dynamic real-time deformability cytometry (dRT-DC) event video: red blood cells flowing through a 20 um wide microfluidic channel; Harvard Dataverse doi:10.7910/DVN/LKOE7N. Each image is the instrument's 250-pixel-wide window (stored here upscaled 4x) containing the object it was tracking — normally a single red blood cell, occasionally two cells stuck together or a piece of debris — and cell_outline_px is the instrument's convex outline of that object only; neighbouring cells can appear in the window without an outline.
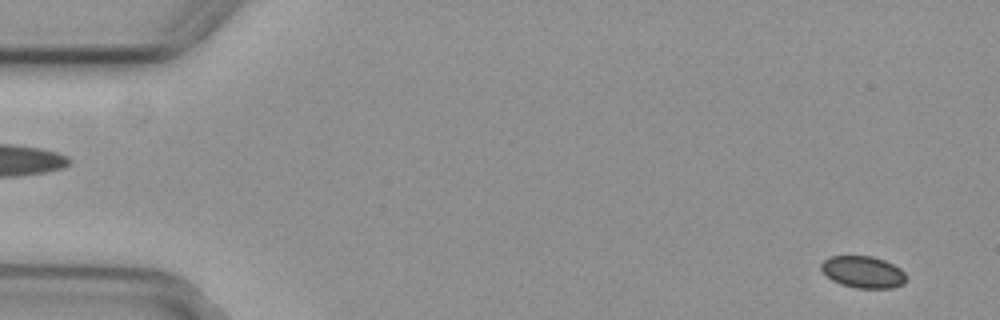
{"species": "common noctule bat (a hibernating species)", "species_latin": "Nyctalus noctula", "temperature_condition": "cold", "stored_images_in_passage": 56, "camera_frame_rate_fps": 3000, "um_per_image_px": 0.085, "animal": {"sex": "female", "body_mass_g": 29.2, "forearm_length_mm": 56.3}, "frame": {"image": 1, "passage_image": 3, "time_ms": 0.667, "image_size_px": [1000, 320], "cell_outline_px": [[904, 284], [892, 288], [856, 288], [840, 284], [832, 280], [820, 268], [820, 264], [828, 256], [872, 256], [884, 260], [900, 268], [904, 272]], "centroid_in_image_um": [73.33, 23.12], "position_along_channel_um": 11.7, "area_um2": 15.72}}
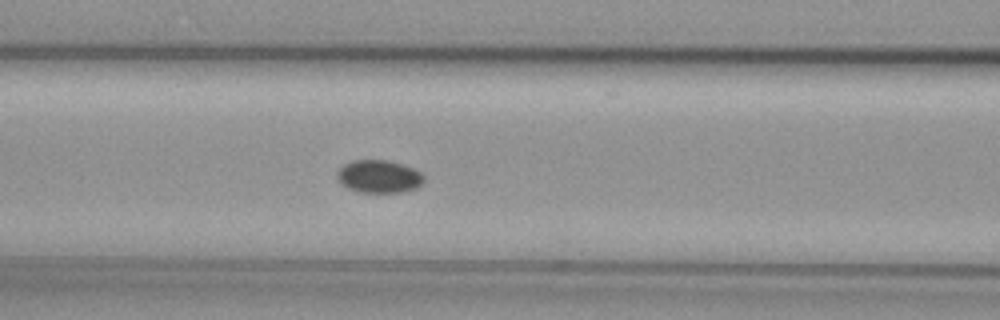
{"frame": {"image": 2, "passage_image": 23, "time_ms": 7.333, "image_size_px": [1000, 320], "cell_outline_px": [[424, 180], [416, 188], [400, 192], [360, 192], [348, 188], [340, 184], [336, 180], [336, 172], [344, 164], [352, 160], [388, 160], [404, 164], [420, 172], [424, 176]], "centroid_in_image_um": [32.17, 14.99], "position_along_channel_um": 134.4, "area_um2": 16.7}}
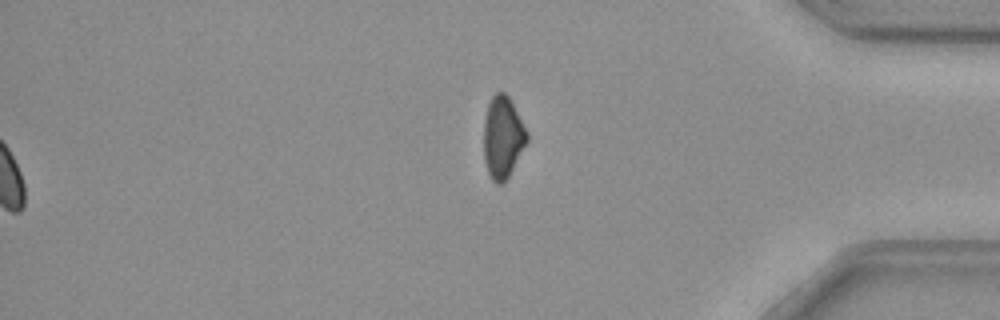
{"frame": {"image": 3, "passage_image": 56, "time_ms": 18.333, "image_size_px": [1000, 320], "cell_outline_px": [[528, 140], [508, 176], [500, 184], [496, 184], [492, 180], [488, 172], [484, 160], [484, 120], [488, 104], [492, 96], [496, 92], [504, 92], [508, 96], [528, 132]], "centroid_in_image_um": [42.72, 11.65], "position_along_channel_um": 392.5, "area_um2": 20.35}}